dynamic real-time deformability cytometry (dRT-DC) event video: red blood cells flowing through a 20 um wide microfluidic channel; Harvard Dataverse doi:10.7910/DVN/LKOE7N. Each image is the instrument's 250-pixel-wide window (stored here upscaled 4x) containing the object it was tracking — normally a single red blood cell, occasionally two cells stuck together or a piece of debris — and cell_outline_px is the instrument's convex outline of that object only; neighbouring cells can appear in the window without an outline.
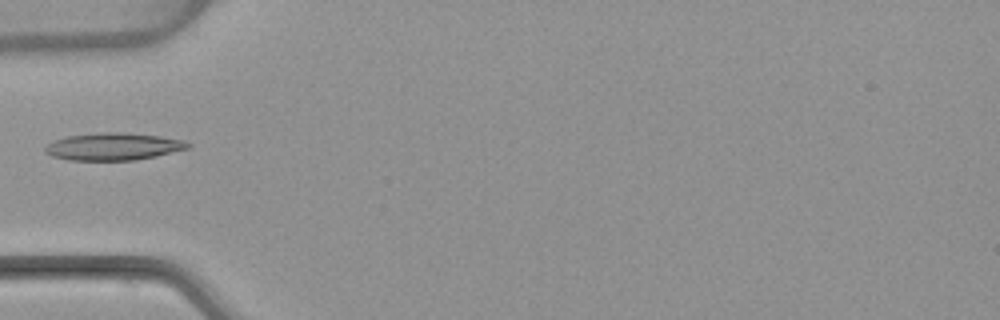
{"species": "common noctule bat (a hibernating species)", "species_latin": "Nyctalus noctula", "temperature_condition": "warm", "stored_images_in_passage": 5, "camera_frame_rate_fps": 3000, "um_per_image_px": 0.085, "animal": {"sex": "female", "body_mass_g": 22.7, "forearm_length_mm": 54.2}, "frame": {"image": 1, "passage_image": 4, "time_ms": 5.333, "image_size_px": [1000, 320], "cell_outline_px": [[192, 144], [188, 148], [156, 156], [136, 160], [68, 160], [52, 156], [44, 152], [44, 148], [48, 144], [56, 140], [68, 136], [100, 132], [124, 132], [160, 136], [184, 140]], "centroid_in_image_um": [9.64, 12.45], "position_along_channel_um": 75.4, "area_um2": 22.72}}
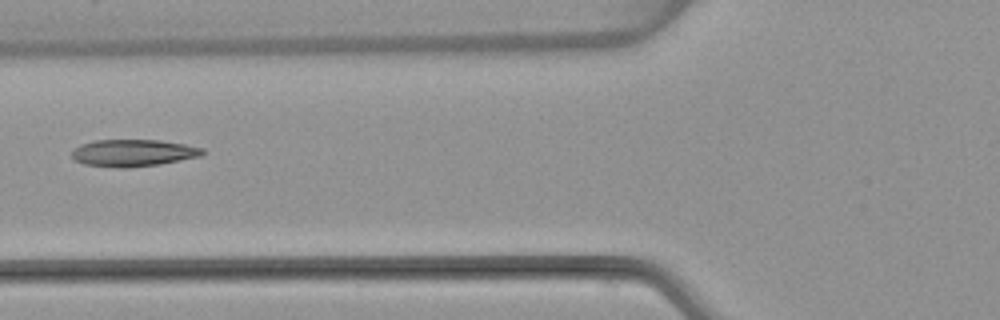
{"frame": {"image": 2, "passage_image": 5, "time_ms": 6.333, "image_size_px": [1000, 320], "cell_outline_px": [[204, 152], [200, 156], [160, 164], [128, 168], [112, 168], [84, 164], [76, 160], [72, 156], [72, 152], [80, 144], [96, 140], [160, 140], [184, 144], [204, 148]], "centroid_in_image_um": [11.31, 13.0], "position_along_channel_um": 114.5, "area_um2": 20.58}}